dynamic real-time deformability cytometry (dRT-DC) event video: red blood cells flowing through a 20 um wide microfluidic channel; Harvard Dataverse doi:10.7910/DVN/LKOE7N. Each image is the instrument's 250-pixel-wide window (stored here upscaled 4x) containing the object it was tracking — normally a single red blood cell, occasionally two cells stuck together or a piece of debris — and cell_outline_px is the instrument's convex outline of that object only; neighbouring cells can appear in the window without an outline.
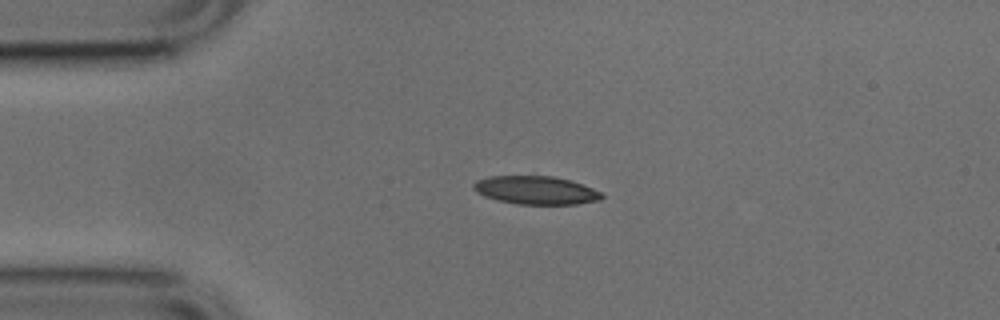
{"species": "common noctule bat (a hibernating species)", "species_latin": "Nyctalus noctula", "temperature_condition": "cold", "stored_images_in_passage": 41, "camera_frame_rate_fps": 3000, "um_per_image_px": 0.085, "animal": {"sex": "male", "body_mass_g": 17.9, "forearm_length_mm": 54.2}, "frame": {"image": 1, "passage_image": 1, "time_ms": 0.0, "image_size_px": [1000, 320], "cell_outline_px": [[604, 196], [600, 200], [576, 204], [516, 204], [484, 196], [476, 192], [472, 188], [472, 184], [476, 180], [488, 176], [552, 176], [568, 180], [592, 188], [600, 192]], "centroid_in_image_um": [45.5, 16.17], "position_along_channel_um": 39.5, "area_um2": 20.98}}
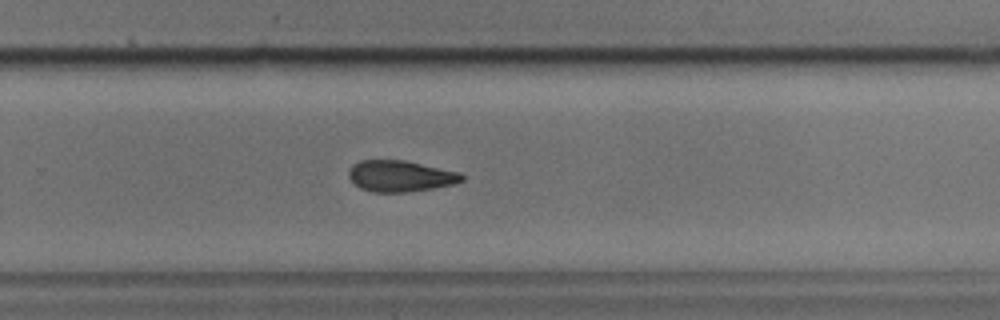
{"frame": {"image": 2, "passage_image": 23, "time_ms": 7.333, "image_size_px": [1000, 320], "cell_outline_px": [[464, 180], [452, 184], [432, 188], [404, 192], [372, 192], [360, 188], [348, 176], [348, 172], [352, 164], [360, 160], [404, 160], [460, 172], [464, 176]], "centroid_in_image_um": [34.01, 14.96], "position_along_channel_um": 295.8, "area_um2": 20.46}}
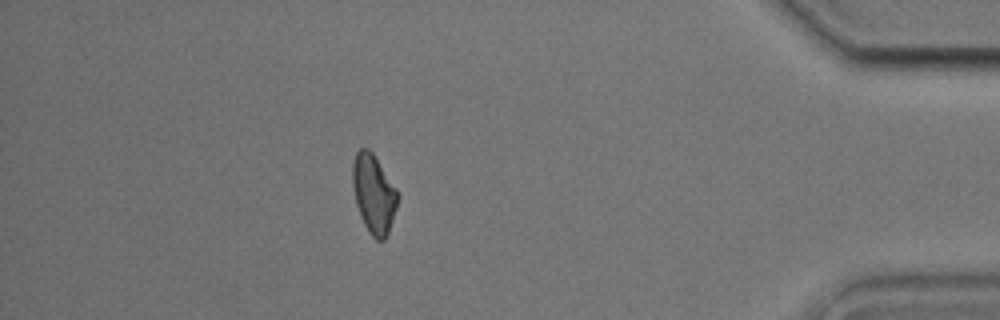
{"frame": {"image": 3, "passage_image": 35, "time_ms": 11.333, "image_size_px": [1000, 320], "cell_outline_px": [[396, 208], [388, 232], [384, 240], [376, 240], [368, 232], [360, 216], [356, 204], [352, 184], [352, 164], [356, 152], [360, 148], [368, 148], [372, 152], [396, 188]], "centroid_in_image_um": [31.73, 16.47], "position_along_channel_um": 403.5, "area_um2": 20.4}}